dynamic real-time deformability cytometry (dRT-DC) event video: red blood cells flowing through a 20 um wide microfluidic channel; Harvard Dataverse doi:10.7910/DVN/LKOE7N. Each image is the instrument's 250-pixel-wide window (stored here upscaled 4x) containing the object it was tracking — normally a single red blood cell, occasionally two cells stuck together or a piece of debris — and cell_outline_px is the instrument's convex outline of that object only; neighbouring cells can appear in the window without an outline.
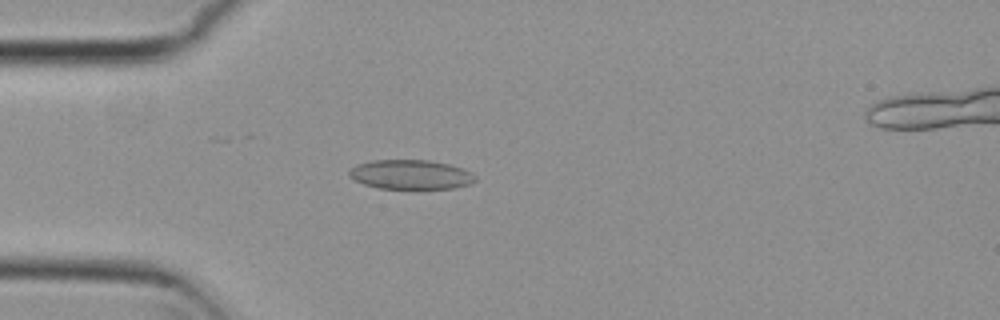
{"species": "common noctule bat (a hibernating species)", "species_latin": "Nyctalus noctula", "temperature_condition": "cold", "stored_images_in_passage": 4, "camera_frame_rate_fps": 3000, "um_per_image_px": 0.085, "animal": {"sex": "female", "body_mass_g": 29.2, "forearm_length_mm": 56.3}, "frame": {"image": 1, "passage_image": 3, "time_ms": 0.667, "image_size_px": [1000, 320], "cell_outline_px": [[476, 180], [468, 184], [452, 188], [380, 188], [364, 184], [348, 176], [348, 172], [356, 164], [372, 160], [428, 160], [448, 164], [464, 168], [472, 172], [476, 176]], "centroid_in_image_um": [34.91, 14.82], "position_along_channel_um": 50.1, "area_um2": 21.5}}